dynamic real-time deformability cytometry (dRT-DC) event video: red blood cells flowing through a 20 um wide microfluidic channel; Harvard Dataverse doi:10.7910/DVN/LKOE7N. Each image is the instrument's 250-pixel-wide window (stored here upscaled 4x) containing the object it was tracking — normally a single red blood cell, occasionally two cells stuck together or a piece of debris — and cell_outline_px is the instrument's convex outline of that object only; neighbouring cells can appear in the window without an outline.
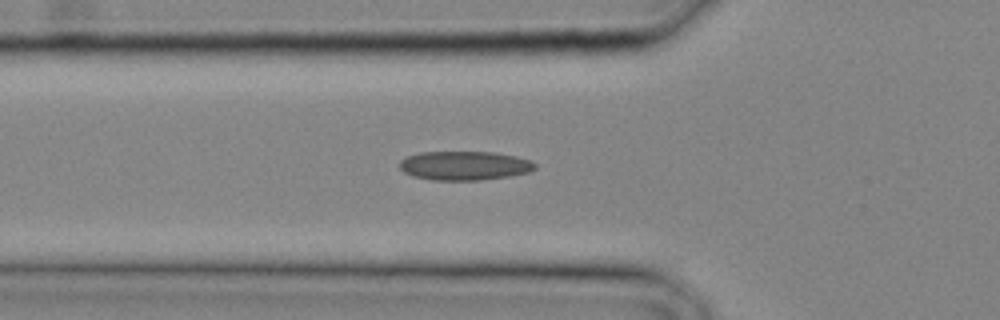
{"species": "common noctule bat (a hibernating species)", "species_latin": "Nyctalus noctula", "temperature_condition": "cold", "stored_images_in_passage": 8, "camera_frame_rate_fps": 3000, "um_per_image_px": 0.085, "animal": {"sex": "male", "body_mass_g": 20.4}, "frame": {"image": 1, "passage_image": 2, "time_ms": 0.333, "image_size_px": [1000, 320], "cell_outline_px": [[536, 168], [528, 172], [512, 176], [480, 180], [432, 180], [412, 176], [404, 172], [400, 168], [400, 160], [408, 156], [420, 152], [492, 152], [516, 156], [532, 160], [536, 164]], "centroid_in_image_um": [39.5, 14.08], "position_along_channel_um": 86.3, "area_um2": 23.0}}
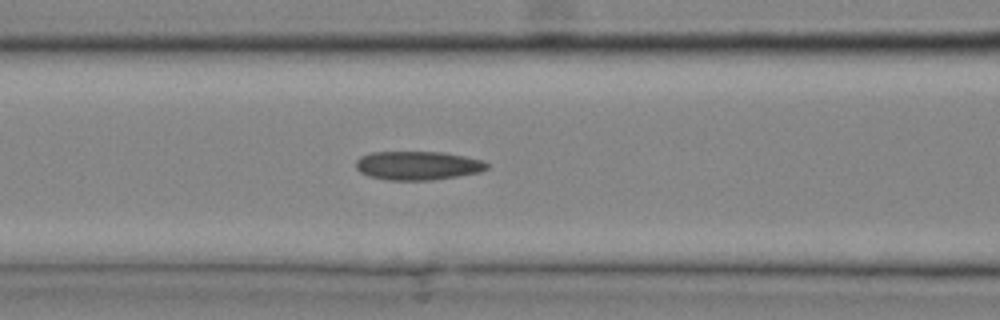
{"frame": {"image": 2, "passage_image": 4, "time_ms": 1.0, "image_size_px": [1000, 320], "cell_outline_px": [[488, 168], [480, 172], [432, 180], [388, 180], [368, 176], [360, 172], [356, 168], [356, 160], [360, 156], [372, 152], [444, 152], [484, 160], [488, 164]], "centroid_in_image_um": [35.5, 14.07], "position_along_channel_um": 131.1, "area_um2": 22.02}}